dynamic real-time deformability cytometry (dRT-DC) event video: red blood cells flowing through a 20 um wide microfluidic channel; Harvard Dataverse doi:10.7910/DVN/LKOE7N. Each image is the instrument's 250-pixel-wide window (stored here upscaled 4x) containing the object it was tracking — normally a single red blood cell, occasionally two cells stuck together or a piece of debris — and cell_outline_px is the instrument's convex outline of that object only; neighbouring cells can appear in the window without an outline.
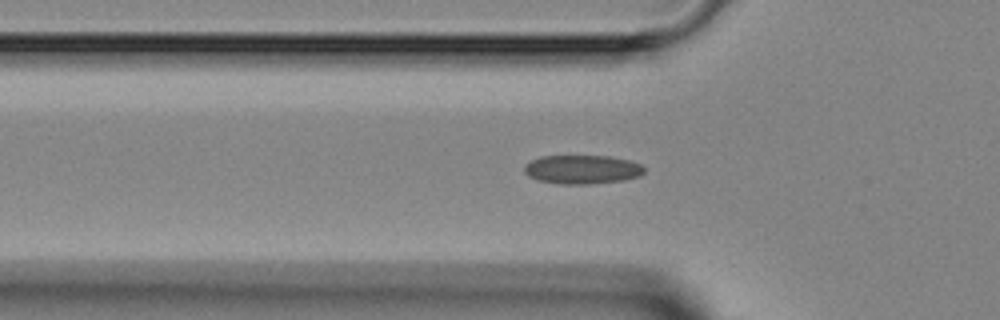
{"species": "Egyptian fruit bat (a non-hibernating species)", "species_latin": "Rousettus aegyptiacus", "temperature_condition": "room temperature", "stored_images_in_passage": 35, "camera_frame_rate_fps": 3000, "um_per_image_px": 0.085, "animal": {"sex": "female"}, "frame": {"image": 1, "passage_image": 9, "time_ms": 2.667, "image_size_px": [1000, 320], "cell_outline_px": [[644, 172], [640, 176], [624, 180], [588, 184], [564, 184], [536, 180], [528, 176], [524, 172], [524, 164], [540, 156], [608, 156], [628, 160], [640, 164], [644, 168]], "centroid_in_image_um": [49.46, 14.4], "position_along_channel_um": 76.3, "area_um2": 20.17}}
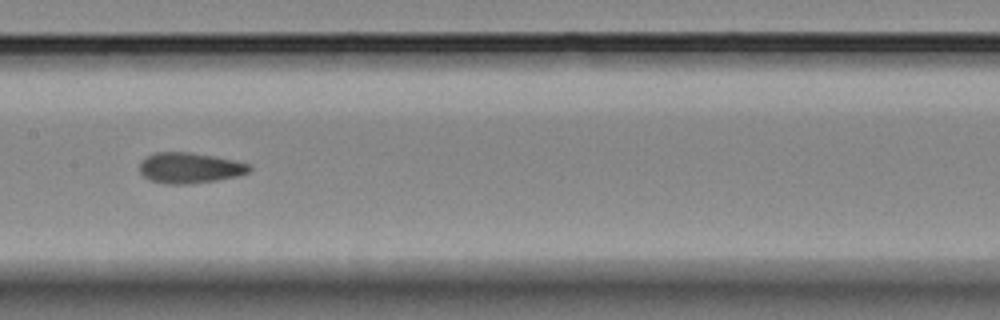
{"frame": {"image": 2, "passage_image": 17, "time_ms": 5.333, "image_size_px": [1000, 320], "cell_outline_px": [[252, 168], [248, 172], [240, 176], [216, 180], [188, 184], [164, 184], [152, 180], [144, 176], [140, 172], [140, 164], [148, 156], [156, 152], [192, 152], [216, 156], [236, 160], [252, 164]], "centroid_in_image_um": [16.2, 14.27], "position_along_channel_um": 191.2, "area_um2": 19.71}}
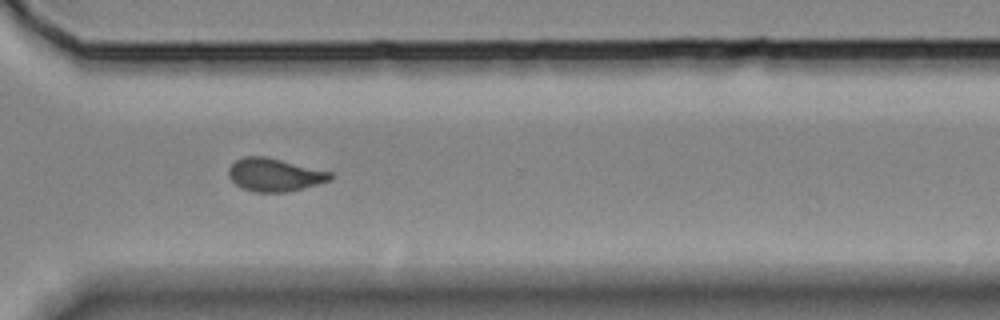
{"frame": {"image": 3, "passage_image": 28, "time_ms": 9.0, "image_size_px": [1000, 320], "cell_outline_px": [[332, 180], [304, 188], [288, 192], [256, 192], [240, 188], [228, 176], [228, 168], [236, 160], [244, 156], [264, 156], [332, 172]], "centroid_in_image_um": [23.33, 14.87], "position_along_channel_um": 347.3, "area_um2": 19.59}}